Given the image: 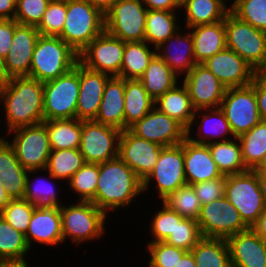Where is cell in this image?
Masks as SVG:
<instances>
[{
	"instance_id": "obj_1",
	"label": "cell",
	"mask_w": 266,
	"mask_h": 267,
	"mask_svg": "<svg viewBox=\"0 0 266 267\" xmlns=\"http://www.w3.org/2000/svg\"><path fill=\"white\" fill-rule=\"evenodd\" d=\"M143 193V181L119 157L99 163L95 198L91 201L107 216L109 211L127 208Z\"/></svg>"
},
{
	"instance_id": "obj_2",
	"label": "cell",
	"mask_w": 266,
	"mask_h": 267,
	"mask_svg": "<svg viewBox=\"0 0 266 267\" xmlns=\"http://www.w3.org/2000/svg\"><path fill=\"white\" fill-rule=\"evenodd\" d=\"M7 133L44 121L43 82L29 76L12 77L0 92Z\"/></svg>"
},
{
	"instance_id": "obj_3",
	"label": "cell",
	"mask_w": 266,
	"mask_h": 267,
	"mask_svg": "<svg viewBox=\"0 0 266 267\" xmlns=\"http://www.w3.org/2000/svg\"><path fill=\"white\" fill-rule=\"evenodd\" d=\"M79 61L75 52L58 36L40 35L34 47L29 77L46 82L67 73Z\"/></svg>"
},
{
	"instance_id": "obj_4",
	"label": "cell",
	"mask_w": 266,
	"mask_h": 267,
	"mask_svg": "<svg viewBox=\"0 0 266 267\" xmlns=\"http://www.w3.org/2000/svg\"><path fill=\"white\" fill-rule=\"evenodd\" d=\"M63 243L67 238L76 245L99 240L105 231L108 216L94 203L78 201L60 206ZM107 217V218H106ZM96 239V240H95Z\"/></svg>"
},
{
	"instance_id": "obj_5",
	"label": "cell",
	"mask_w": 266,
	"mask_h": 267,
	"mask_svg": "<svg viewBox=\"0 0 266 267\" xmlns=\"http://www.w3.org/2000/svg\"><path fill=\"white\" fill-rule=\"evenodd\" d=\"M105 30V16L87 0H67V13L61 34L78 54Z\"/></svg>"
},
{
	"instance_id": "obj_6",
	"label": "cell",
	"mask_w": 266,
	"mask_h": 267,
	"mask_svg": "<svg viewBox=\"0 0 266 267\" xmlns=\"http://www.w3.org/2000/svg\"><path fill=\"white\" fill-rule=\"evenodd\" d=\"M79 95V61L67 73L43 82L44 120L76 118Z\"/></svg>"
},
{
	"instance_id": "obj_7",
	"label": "cell",
	"mask_w": 266,
	"mask_h": 267,
	"mask_svg": "<svg viewBox=\"0 0 266 267\" xmlns=\"http://www.w3.org/2000/svg\"><path fill=\"white\" fill-rule=\"evenodd\" d=\"M224 196L251 228L265 208L258 175L254 170L225 176Z\"/></svg>"
},
{
	"instance_id": "obj_8",
	"label": "cell",
	"mask_w": 266,
	"mask_h": 267,
	"mask_svg": "<svg viewBox=\"0 0 266 267\" xmlns=\"http://www.w3.org/2000/svg\"><path fill=\"white\" fill-rule=\"evenodd\" d=\"M226 47L236 52L257 72L266 67V32L239 20L231 12L225 17Z\"/></svg>"
},
{
	"instance_id": "obj_9",
	"label": "cell",
	"mask_w": 266,
	"mask_h": 267,
	"mask_svg": "<svg viewBox=\"0 0 266 267\" xmlns=\"http://www.w3.org/2000/svg\"><path fill=\"white\" fill-rule=\"evenodd\" d=\"M15 133V135H13ZM13 137L8 143L13 147L19 163L28 171L45 170L51 153L45 124L20 127L8 132ZM13 135V136H12Z\"/></svg>"
},
{
	"instance_id": "obj_10",
	"label": "cell",
	"mask_w": 266,
	"mask_h": 267,
	"mask_svg": "<svg viewBox=\"0 0 266 267\" xmlns=\"http://www.w3.org/2000/svg\"><path fill=\"white\" fill-rule=\"evenodd\" d=\"M220 108L235 137L250 131L262 120L257 106L255 78L249 85L227 88Z\"/></svg>"
},
{
	"instance_id": "obj_11",
	"label": "cell",
	"mask_w": 266,
	"mask_h": 267,
	"mask_svg": "<svg viewBox=\"0 0 266 267\" xmlns=\"http://www.w3.org/2000/svg\"><path fill=\"white\" fill-rule=\"evenodd\" d=\"M147 11L141 0H118L105 14V30L124 42L144 41Z\"/></svg>"
},
{
	"instance_id": "obj_12",
	"label": "cell",
	"mask_w": 266,
	"mask_h": 267,
	"mask_svg": "<svg viewBox=\"0 0 266 267\" xmlns=\"http://www.w3.org/2000/svg\"><path fill=\"white\" fill-rule=\"evenodd\" d=\"M151 182L156 184L160 201L178 188L187 185L182 144L162 148L153 171L143 181V193L148 192Z\"/></svg>"
},
{
	"instance_id": "obj_13",
	"label": "cell",
	"mask_w": 266,
	"mask_h": 267,
	"mask_svg": "<svg viewBox=\"0 0 266 267\" xmlns=\"http://www.w3.org/2000/svg\"><path fill=\"white\" fill-rule=\"evenodd\" d=\"M122 130L93 120H81L79 151L85 163H103L118 157Z\"/></svg>"
},
{
	"instance_id": "obj_14",
	"label": "cell",
	"mask_w": 266,
	"mask_h": 267,
	"mask_svg": "<svg viewBox=\"0 0 266 267\" xmlns=\"http://www.w3.org/2000/svg\"><path fill=\"white\" fill-rule=\"evenodd\" d=\"M197 223L202 236L208 238L227 239L249 229L240 213L225 196L202 205Z\"/></svg>"
},
{
	"instance_id": "obj_15",
	"label": "cell",
	"mask_w": 266,
	"mask_h": 267,
	"mask_svg": "<svg viewBox=\"0 0 266 267\" xmlns=\"http://www.w3.org/2000/svg\"><path fill=\"white\" fill-rule=\"evenodd\" d=\"M124 48V41L104 30L78 54L79 62L91 70L119 76Z\"/></svg>"
},
{
	"instance_id": "obj_16",
	"label": "cell",
	"mask_w": 266,
	"mask_h": 267,
	"mask_svg": "<svg viewBox=\"0 0 266 267\" xmlns=\"http://www.w3.org/2000/svg\"><path fill=\"white\" fill-rule=\"evenodd\" d=\"M129 130L137 137L162 147L181 144L187 138V129L181 123L155 107Z\"/></svg>"
},
{
	"instance_id": "obj_17",
	"label": "cell",
	"mask_w": 266,
	"mask_h": 267,
	"mask_svg": "<svg viewBox=\"0 0 266 267\" xmlns=\"http://www.w3.org/2000/svg\"><path fill=\"white\" fill-rule=\"evenodd\" d=\"M162 146L142 139L129 129L122 130L119 140L118 157L144 181L153 171Z\"/></svg>"
},
{
	"instance_id": "obj_18",
	"label": "cell",
	"mask_w": 266,
	"mask_h": 267,
	"mask_svg": "<svg viewBox=\"0 0 266 267\" xmlns=\"http://www.w3.org/2000/svg\"><path fill=\"white\" fill-rule=\"evenodd\" d=\"M181 79L195 109L220 107L227 88L205 65L196 64Z\"/></svg>"
},
{
	"instance_id": "obj_19",
	"label": "cell",
	"mask_w": 266,
	"mask_h": 267,
	"mask_svg": "<svg viewBox=\"0 0 266 267\" xmlns=\"http://www.w3.org/2000/svg\"><path fill=\"white\" fill-rule=\"evenodd\" d=\"M226 86L243 87L257 76L254 68L229 48L221 50L202 63Z\"/></svg>"
},
{
	"instance_id": "obj_20",
	"label": "cell",
	"mask_w": 266,
	"mask_h": 267,
	"mask_svg": "<svg viewBox=\"0 0 266 267\" xmlns=\"http://www.w3.org/2000/svg\"><path fill=\"white\" fill-rule=\"evenodd\" d=\"M111 76L91 70L79 62V95L76 118L94 120L98 114L106 82Z\"/></svg>"
},
{
	"instance_id": "obj_21",
	"label": "cell",
	"mask_w": 266,
	"mask_h": 267,
	"mask_svg": "<svg viewBox=\"0 0 266 267\" xmlns=\"http://www.w3.org/2000/svg\"><path fill=\"white\" fill-rule=\"evenodd\" d=\"M39 31L35 26L17 24L8 55L4 58L7 74L12 77L29 76L31 59Z\"/></svg>"
},
{
	"instance_id": "obj_22",
	"label": "cell",
	"mask_w": 266,
	"mask_h": 267,
	"mask_svg": "<svg viewBox=\"0 0 266 267\" xmlns=\"http://www.w3.org/2000/svg\"><path fill=\"white\" fill-rule=\"evenodd\" d=\"M28 247L33 243L47 246L62 245L60 206H37L25 234Z\"/></svg>"
},
{
	"instance_id": "obj_23",
	"label": "cell",
	"mask_w": 266,
	"mask_h": 267,
	"mask_svg": "<svg viewBox=\"0 0 266 267\" xmlns=\"http://www.w3.org/2000/svg\"><path fill=\"white\" fill-rule=\"evenodd\" d=\"M201 116L200 121H196ZM196 124H195V123ZM193 124L197 125L194 132L197 137H192ZM232 136V137H231ZM219 138V139H218ZM235 138L230 124L228 123L223 110L218 108L196 109L194 118L190 127L187 129V139L196 144H212L214 142H222Z\"/></svg>"
},
{
	"instance_id": "obj_24",
	"label": "cell",
	"mask_w": 266,
	"mask_h": 267,
	"mask_svg": "<svg viewBox=\"0 0 266 267\" xmlns=\"http://www.w3.org/2000/svg\"><path fill=\"white\" fill-rule=\"evenodd\" d=\"M232 267H266V240L251 228L226 239Z\"/></svg>"
},
{
	"instance_id": "obj_25",
	"label": "cell",
	"mask_w": 266,
	"mask_h": 267,
	"mask_svg": "<svg viewBox=\"0 0 266 267\" xmlns=\"http://www.w3.org/2000/svg\"><path fill=\"white\" fill-rule=\"evenodd\" d=\"M182 32V33H181ZM181 33V34H180ZM156 54L180 77L196 65L191 32L179 29L156 47ZM183 73V74H182Z\"/></svg>"
},
{
	"instance_id": "obj_26",
	"label": "cell",
	"mask_w": 266,
	"mask_h": 267,
	"mask_svg": "<svg viewBox=\"0 0 266 267\" xmlns=\"http://www.w3.org/2000/svg\"><path fill=\"white\" fill-rule=\"evenodd\" d=\"M181 144L184 150V171L187 185L214 180L222 176L208 145L196 144L187 138Z\"/></svg>"
},
{
	"instance_id": "obj_27",
	"label": "cell",
	"mask_w": 266,
	"mask_h": 267,
	"mask_svg": "<svg viewBox=\"0 0 266 267\" xmlns=\"http://www.w3.org/2000/svg\"><path fill=\"white\" fill-rule=\"evenodd\" d=\"M124 94L125 79L111 76L106 82L99 111L93 121L124 130Z\"/></svg>"
},
{
	"instance_id": "obj_28",
	"label": "cell",
	"mask_w": 266,
	"mask_h": 267,
	"mask_svg": "<svg viewBox=\"0 0 266 267\" xmlns=\"http://www.w3.org/2000/svg\"><path fill=\"white\" fill-rule=\"evenodd\" d=\"M188 29L193 39L196 64H202L226 48L225 20L197 25Z\"/></svg>"
},
{
	"instance_id": "obj_29",
	"label": "cell",
	"mask_w": 266,
	"mask_h": 267,
	"mask_svg": "<svg viewBox=\"0 0 266 267\" xmlns=\"http://www.w3.org/2000/svg\"><path fill=\"white\" fill-rule=\"evenodd\" d=\"M28 170L16 158L13 147L5 139L0 140V184H4L10 199H22Z\"/></svg>"
},
{
	"instance_id": "obj_30",
	"label": "cell",
	"mask_w": 266,
	"mask_h": 267,
	"mask_svg": "<svg viewBox=\"0 0 266 267\" xmlns=\"http://www.w3.org/2000/svg\"><path fill=\"white\" fill-rule=\"evenodd\" d=\"M154 107L177 120L186 129L190 127L196 110L183 83L176 84L172 89L158 97L155 100Z\"/></svg>"
},
{
	"instance_id": "obj_31",
	"label": "cell",
	"mask_w": 266,
	"mask_h": 267,
	"mask_svg": "<svg viewBox=\"0 0 266 267\" xmlns=\"http://www.w3.org/2000/svg\"><path fill=\"white\" fill-rule=\"evenodd\" d=\"M228 0H187L181 7L186 15L184 29L225 20L230 12ZM227 3V4H226Z\"/></svg>"
},
{
	"instance_id": "obj_32",
	"label": "cell",
	"mask_w": 266,
	"mask_h": 267,
	"mask_svg": "<svg viewBox=\"0 0 266 267\" xmlns=\"http://www.w3.org/2000/svg\"><path fill=\"white\" fill-rule=\"evenodd\" d=\"M154 103L139 79H125L124 130L147 115L154 108Z\"/></svg>"
},
{
	"instance_id": "obj_33",
	"label": "cell",
	"mask_w": 266,
	"mask_h": 267,
	"mask_svg": "<svg viewBox=\"0 0 266 267\" xmlns=\"http://www.w3.org/2000/svg\"><path fill=\"white\" fill-rule=\"evenodd\" d=\"M179 76L156 54L139 79L148 95L156 100L176 84L181 83Z\"/></svg>"
},
{
	"instance_id": "obj_34",
	"label": "cell",
	"mask_w": 266,
	"mask_h": 267,
	"mask_svg": "<svg viewBox=\"0 0 266 267\" xmlns=\"http://www.w3.org/2000/svg\"><path fill=\"white\" fill-rule=\"evenodd\" d=\"M179 11L148 10L146 17L145 39L154 48L173 36L181 24Z\"/></svg>"
},
{
	"instance_id": "obj_35",
	"label": "cell",
	"mask_w": 266,
	"mask_h": 267,
	"mask_svg": "<svg viewBox=\"0 0 266 267\" xmlns=\"http://www.w3.org/2000/svg\"><path fill=\"white\" fill-rule=\"evenodd\" d=\"M155 55L156 48L146 41L125 42L121 71L118 77L140 79Z\"/></svg>"
},
{
	"instance_id": "obj_36",
	"label": "cell",
	"mask_w": 266,
	"mask_h": 267,
	"mask_svg": "<svg viewBox=\"0 0 266 267\" xmlns=\"http://www.w3.org/2000/svg\"><path fill=\"white\" fill-rule=\"evenodd\" d=\"M51 150L79 149L81 142V120H44Z\"/></svg>"
},
{
	"instance_id": "obj_37",
	"label": "cell",
	"mask_w": 266,
	"mask_h": 267,
	"mask_svg": "<svg viewBox=\"0 0 266 267\" xmlns=\"http://www.w3.org/2000/svg\"><path fill=\"white\" fill-rule=\"evenodd\" d=\"M190 252L196 267H232L226 239L203 237Z\"/></svg>"
},
{
	"instance_id": "obj_38",
	"label": "cell",
	"mask_w": 266,
	"mask_h": 267,
	"mask_svg": "<svg viewBox=\"0 0 266 267\" xmlns=\"http://www.w3.org/2000/svg\"><path fill=\"white\" fill-rule=\"evenodd\" d=\"M212 158L222 175L239 174L248 169L242 159L241 145L237 137L208 145Z\"/></svg>"
},
{
	"instance_id": "obj_39",
	"label": "cell",
	"mask_w": 266,
	"mask_h": 267,
	"mask_svg": "<svg viewBox=\"0 0 266 267\" xmlns=\"http://www.w3.org/2000/svg\"><path fill=\"white\" fill-rule=\"evenodd\" d=\"M85 164L79 149L51 150L43 173L47 172L55 179L67 182Z\"/></svg>"
},
{
	"instance_id": "obj_40",
	"label": "cell",
	"mask_w": 266,
	"mask_h": 267,
	"mask_svg": "<svg viewBox=\"0 0 266 267\" xmlns=\"http://www.w3.org/2000/svg\"><path fill=\"white\" fill-rule=\"evenodd\" d=\"M25 235L17 231L0 215V260L3 262H24L30 252Z\"/></svg>"
},
{
	"instance_id": "obj_41",
	"label": "cell",
	"mask_w": 266,
	"mask_h": 267,
	"mask_svg": "<svg viewBox=\"0 0 266 267\" xmlns=\"http://www.w3.org/2000/svg\"><path fill=\"white\" fill-rule=\"evenodd\" d=\"M242 159L248 170H254L266 153V120H261L250 131L237 137Z\"/></svg>"
},
{
	"instance_id": "obj_42",
	"label": "cell",
	"mask_w": 266,
	"mask_h": 267,
	"mask_svg": "<svg viewBox=\"0 0 266 267\" xmlns=\"http://www.w3.org/2000/svg\"><path fill=\"white\" fill-rule=\"evenodd\" d=\"M37 172L38 170L28 171L23 198L36 206H61L63 203L58 198V189H55L56 186L49 182V180H55L54 182H56L58 179L48 173V180L43 178V181L42 177H39L35 179L36 182H32L33 180L30 176L34 177L33 175H36Z\"/></svg>"
},
{
	"instance_id": "obj_43",
	"label": "cell",
	"mask_w": 266,
	"mask_h": 267,
	"mask_svg": "<svg viewBox=\"0 0 266 267\" xmlns=\"http://www.w3.org/2000/svg\"><path fill=\"white\" fill-rule=\"evenodd\" d=\"M160 202L166 204L171 210H174L183 218L193 220L199 218L202 207L191 185L178 188Z\"/></svg>"
},
{
	"instance_id": "obj_44",
	"label": "cell",
	"mask_w": 266,
	"mask_h": 267,
	"mask_svg": "<svg viewBox=\"0 0 266 267\" xmlns=\"http://www.w3.org/2000/svg\"><path fill=\"white\" fill-rule=\"evenodd\" d=\"M99 175L98 163H85L68 181L71 191L78 196V201L91 202L95 198Z\"/></svg>"
},
{
	"instance_id": "obj_45",
	"label": "cell",
	"mask_w": 266,
	"mask_h": 267,
	"mask_svg": "<svg viewBox=\"0 0 266 267\" xmlns=\"http://www.w3.org/2000/svg\"><path fill=\"white\" fill-rule=\"evenodd\" d=\"M202 238L197 220L183 218L176 212V228L164 242L190 252Z\"/></svg>"
},
{
	"instance_id": "obj_46",
	"label": "cell",
	"mask_w": 266,
	"mask_h": 267,
	"mask_svg": "<svg viewBox=\"0 0 266 267\" xmlns=\"http://www.w3.org/2000/svg\"><path fill=\"white\" fill-rule=\"evenodd\" d=\"M230 12L239 20L266 32V0H233Z\"/></svg>"
},
{
	"instance_id": "obj_47",
	"label": "cell",
	"mask_w": 266,
	"mask_h": 267,
	"mask_svg": "<svg viewBox=\"0 0 266 267\" xmlns=\"http://www.w3.org/2000/svg\"><path fill=\"white\" fill-rule=\"evenodd\" d=\"M67 13V0H51L43 18L36 27L40 35L59 36L62 32Z\"/></svg>"
},
{
	"instance_id": "obj_48",
	"label": "cell",
	"mask_w": 266,
	"mask_h": 267,
	"mask_svg": "<svg viewBox=\"0 0 266 267\" xmlns=\"http://www.w3.org/2000/svg\"><path fill=\"white\" fill-rule=\"evenodd\" d=\"M37 206L26 199H11L0 215L17 231L26 234L32 213Z\"/></svg>"
},
{
	"instance_id": "obj_49",
	"label": "cell",
	"mask_w": 266,
	"mask_h": 267,
	"mask_svg": "<svg viewBox=\"0 0 266 267\" xmlns=\"http://www.w3.org/2000/svg\"><path fill=\"white\" fill-rule=\"evenodd\" d=\"M149 267H175L187 251L165 242L148 243Z\"/></svg>"
},
{
	"instance_id": "obj_50",
	"label": "cell",
	"mask_w": 266,
	"mask_h": 267,
	"mask_svg": "<svg viewBox=\"0 0 266 267\" xmlns=\"http://www.w3.org/2000/svg\"><path fill=\"white\" fill-rule=\"evenodd\" d=\"M160 210H156L153 220L149 223L152 240L148 243L164 242L176 228V212L171 210L166 204L161 203Z\"/></svg>"
},
{
	"instance_id": "obj_51",
	"label": "cell",
	"mask_w": 266,
	"mask_h": 267,
	"mask_svg": "<svg viewBox=\"0 0 266 267\" xmlns=\"http://www.w3.org/2000/svg\"><path fill=\"white\" fill-rule=\"evenodd\" d=\"M51 0H16L14 19L23 25L37 27Z\"/></svg>"
},
{
	"instance_id": "obj_52",
	"label": "cell",
	"mask_w": 266,
	"mask_h": 267,
	"mask_svg": "<svg viewBox=\"0 0 266 267\" xmlns=\"http://www.w3.org/2000/svg\"><path fill=\"white\" fill-rule=\"evenodd\" d=\"M202 205L220 199L225 192V175L220 178L191 185Z\"/></svg>"
},
{
	"instance_id": "obj_53",
	"label": "cell",
	"mask_w": 266,
	"mask_h": 267,
	"mask_svg": "<svg viewBox=\"0 0 266 267\" xmlns=\"http://www.w3.org/2000/svg\"><path fill=\"white\" fill-rule=\"evenodd\" d=\"M18 22L15 19H0V57L8 55L14 36L15 26Z\"/></svg>"
},
{
	"instance_id": "obj_54",
	"label": "cell",
	"mask_w": 266,
	"mask_h": 267,
	"mask_svg": "<svg viewBox=\"0 0 266 267\" xmlns=\"http://www.w3.org/2000/svg\"><path fill=\"white\" fill-rule=\"evenodd\" d=\"M255 94L260 118L266 120V85L256 76Z\"/></svg>"
},
{
	"instance_id": "obj_55",
	"label": "cell",
	"mask_w": 266,
	"mask_h": 267,
	"mask_svg": "<svg viewBox=\"0 0 266 267\" xmlns=\"http://www.w3.org/2000/svg\"><path fill=\"white\" fill-rule=\"evenodd\" d=\"M148 10L181 11L173 0H141Z\"/></svg>"
},
{
	"instance_id": "obj_56",
	"label": "cell",
	"mask_w": 266,
	"mask_h": 267,
	"mask_svg": "<svg viewBox=\"0 0 266 267\" xmlns=\"http://www.w3.org/2000/svg\"><path fill=\"white\" fill-rule=\"evenodd\" d=\"M16 0H0V19H14Z\"/></svg>"
},
{
	"instance_id": "obj_57",
	"label": "cell",
	"mask_w": 266,
	"mask_h": 267,
	"mask_svg": "<svg viewBox=\"0 0 266 267\" xmlns=\"http://www.w3.org/2000/svg\"><path fill=\"white\" fill-rule=\"evenodd\" d=\"M251 229L263 240H266V206L259 216L257 222L251 227Z\"/></svg>"
},
{
	"instance_id": "obj_58",
	"label": "cell",
	"mask_w": 266,
	"mask_h": 267,
	"mask_svg": "<svg viewBox=\"0 0 266 267\" xmlns=\"http://www.w3.org/2000/svg\"><path fill=\"white\" fill-rule=\"evenodd\" d=\"M98 9L104 16L118 0H87Z\"/></svg>"
},
{
	"instance_id": "obj_59",
	"label": "cell",
	"mask_w": 266,
	"mask_h": 267,
	"mask_svg": "<svg viewBox=\"0 0 266 267\" xmlns=\"http://www.w3.org/2000/svg\"><path fill=\"white\" fill-rule=\"evenodd\" d=\"M10 76L7 74L5 68L4 59L0 57V92L7 86L10 82Z\"/></svg>"
},
{
	"instance_id": "obj_60",
	"label": "cell",
	"mask_w": 266,
	"mask_h": 267,
	"mask_svg": "<svg viewBox=\"0 0 266 267\" xmlns=\"http://www.w3.org/2000/svg\"><path fill=\"white\" fill-rule=\"evenodd\" d=\"M254 171L258 175L262 196L264 200V205L266 206V169H254Z\"/></svg>"
},
{
	"instance_id": "obj_61",
	"label": "cell",
	"mask_w": 266,
	"mask_h": 267,
	"mask_svg": "<svg viewBox=\"0 0 266 267\" xmlns=\"http://www.w3.org/2000/svg\"><path fill=\"white\" fill-rule=\"evenodd\" d=\"M175 267H196L195 259L191 252H187Z\"/></svg>"
},
{
	"instance_id": "obj_62",
	"label": "cell",
	"mask_w": 266,
	"mask_h": 267,
	"mask_svg": "<svg viewBox=\"0 0 266 267\" xmlns=\"http://www.w3.org/2000/svg\"><path fill=\"white\" fill-rule=\"evenodd\" d=\"M10 197L7 195L4 184H0V212L10 202Z\"/></svg>"
},
{
	"instance_id": "obj_63",
	"label": "cell",
	"mask_w": 266,
	"mask_h": 267,
	"mask_svg": "<svg viewBox=\"0 0 266 267\" xmlns=\"http://www.w3.org/2000/svg\"><path fill=\"white\" fill-rule=\"evenodd\" d=\"M28 261L24 262H4L1 267H29Z\"/></svg>"
},
{
	"instance_id": "obj_64",
	"label": "cell",
	"mask_w": 266,
	"mask_h": 267,
	"mask_svg": "<svg viewBox=\"0 0 266 267\" xmlns=\"http://www.w3.org/2000/svg\"><path fill=\"white\" fill-rule=\"evenodd\" d=\"M257 77L266 85V68L259 69Z\"/></svg>"
},
{
	"instance_id": "obj_65",
	"label": "cell",
	"mask_w": 266,
	"mask_h": 267,
	"mask_svg": "<svg viewBox=\"0 0 266 267\" xmlns=\"http://www.w3.org/2000/svg\"><path fill=\"white\" fill-rule=\"evenodd\" d=\"M255 169H266V153L264 154L262 160Z\"/></svg>"
},
{
	"instance_id": "obj_66",
	"label": "cell",
	"mask_w": 266,
	"mask_h": 267,
	"mask_svg": "<svg viewBox=\"0 0 266 267\" xmlns=\"http://www.w3.org/2000/svg\"><path fill=\"white\" fill-rule=\"evenodd\" d=\"M173 1L180 9L187 2V0H173Z\"/></svg>"
},
{
	"instance_id": "obj_67",
	"label": "cell",
	"mask_w": 266,
	"mask_h": 267,
	"mask_svg": "<svg viewBox=\"0 0 266 267\" xmlns=\"http://www.w3.org/2000/svg\"><path fill=\"white\" fill-rule=\"evenodd\" d=\"M3 263H4V262H3L2 260H0V267L2 266Z\"/></svg>"
}]
</instances>
